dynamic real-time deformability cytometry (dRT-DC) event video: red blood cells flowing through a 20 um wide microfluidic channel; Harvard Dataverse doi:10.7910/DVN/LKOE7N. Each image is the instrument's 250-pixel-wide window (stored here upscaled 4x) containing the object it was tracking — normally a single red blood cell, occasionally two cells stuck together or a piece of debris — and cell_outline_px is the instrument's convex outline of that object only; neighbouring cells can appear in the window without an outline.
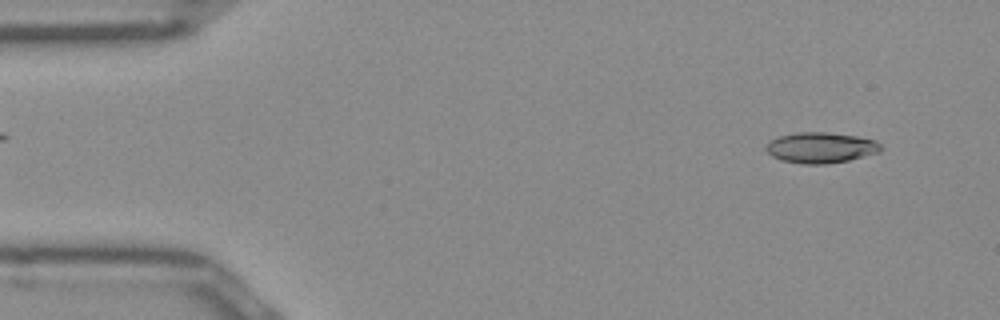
{"species": "Egyptian fruit bat (a non-hibernating species)", "species_latin": "Rousettus aegyptiacus", "temperature_condition": "room temperature", "stored_images_in_passage": 50, "camera_frame_rate_fps": 3000, "um_per_image_px": 0.085, "frame": {"image": 1, "passage_image": 4, "time_ms": 1.0, "image_size_px": [1000, 320], "cell_outline_px": [[884, 148], [880, 152], [848, 160], [824, 164], [804, 164], [780, 160], [772, 156], [764, 148], [772, 140], [780, 136], [796, 132], [828, 132], [856, 136], [876, 140]], "centroid_in_image_um": [69.79, 12.55], "position_along_channel_um": 15.2, "area_um2": 20.52}}
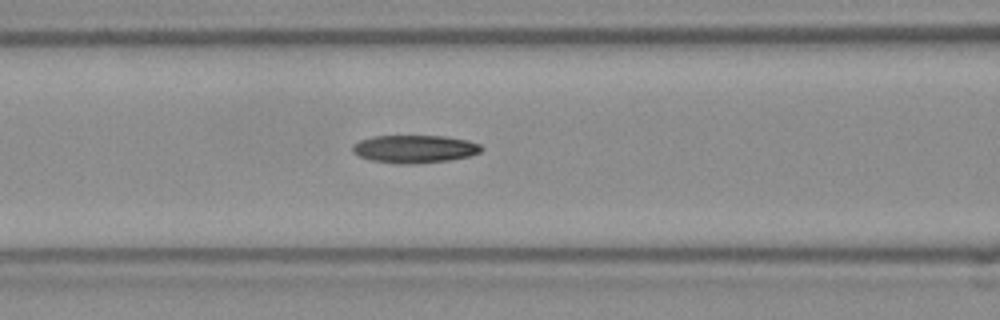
{"frame": {"image": 2, "passage_image": 20, "time_ms": 6.333, "image_size_px": [1000, 320], "cell_outline_px": [[484, 148], [480, 152], [468, 156], [448, 160], [412, 164], [400, 164], [372, 160], [360, 156], [352, 152], [352, 144], [360, 140], [372, 136], [444, 136], [468, 140], [480, 144]], "centroid_in_image_um": [35.23, 12.65], "position_along_channel_um": 131.4, "area_um2": 20.87}}
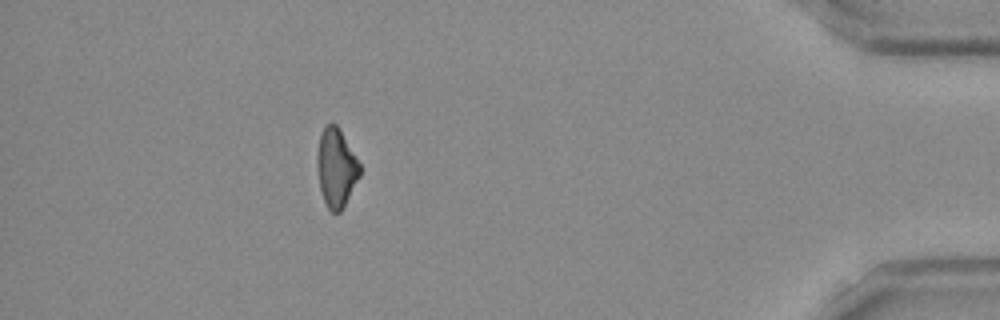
{"frame": {"image": 3, "passage_image": 45, "time_ms": 14.667, "image_size_px": [1000, 320], "cell_outline_px": [[360, 176], [340, 212], [332, 212], [328, 208], [324, 200], [320, 188], [316, 164], [316, 160], [320, 136], [324, 128], [332, 120], [336, 124], [360, 164]], "centroid_in_image_um": [28.56, 14.26], "position_along_channel_um": 406.6, "area_um2": 19.19}, "authors_computed_cell_mechanics": {"area_um2": 20.3745, "velocity_mm_per_s": 3.9726, "shape_relaxation_time_tau1_ms": 7.2123, "shape_relaxation_time_tau2_ms": null, "deformation_change_tau1": 0.1802, "deformation_change_tau2": null}}